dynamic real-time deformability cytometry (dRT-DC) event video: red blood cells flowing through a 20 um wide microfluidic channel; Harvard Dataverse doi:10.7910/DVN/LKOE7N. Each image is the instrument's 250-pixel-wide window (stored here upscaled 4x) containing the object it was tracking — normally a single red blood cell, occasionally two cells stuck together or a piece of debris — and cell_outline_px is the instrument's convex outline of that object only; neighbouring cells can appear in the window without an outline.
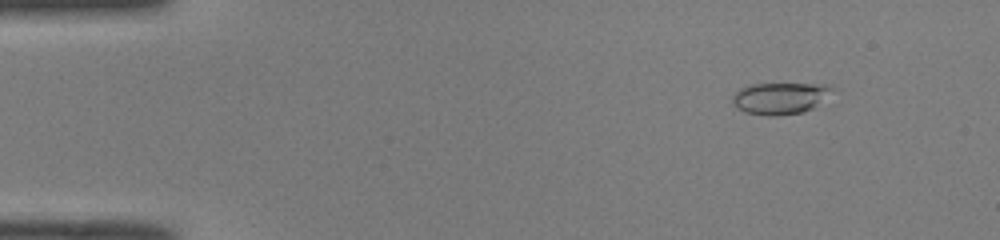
{"species": "common noctule bat (a hibernating species)", "species_latin": "Nyctalus noctula", "temperature_condition": "room temperature", "stored_images_in_passage": 50, "camera_frame_rate_fps": 3000, "um_per_image_px": 0.085, "animal": {"sex": "male", "body_mass_g": 19.0, "forearm_length_mm": 50.8}, "frame": {"image": 1, "passage_image": 6, "time_ms": 1.667, "image_size_px": [1000, 240], "cell_outline_px": [[836, 88], [812, 108], [804, 112], [776, 116], [768, 116], [744, 112], [736, 108], [732, 104], [732, 96], [740, 88], [748, 84], [824, 84]], "centroid_in_image_um": [66.25, 8.35], "position_along_channel_um": 18.8, "area_um2": 18.44}}
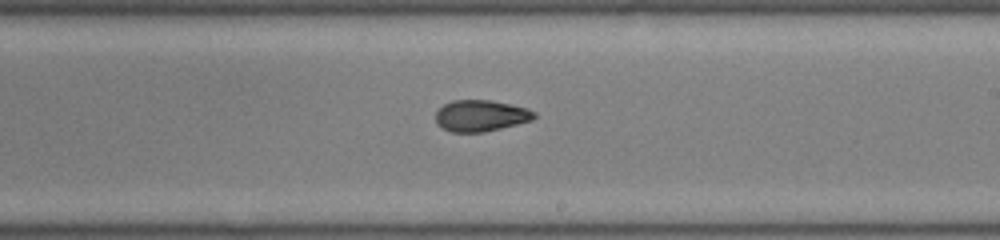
{"frame": {"image": 2, "passage_image": 30, "time_ms": 9.667, "image_size_px": [1000, 240], "cell_outline_px": [[536, 116], [532, 120], [484, 132], [452, 132], [436, 124], [436, 112], [444, 104], [452, 100], [492, 100], [528, 108], [536, 112]], "centroid_in_image_um": [40.87, 9.82], "position_along_channel_um": 248.1, "area_um2": 17.98}}
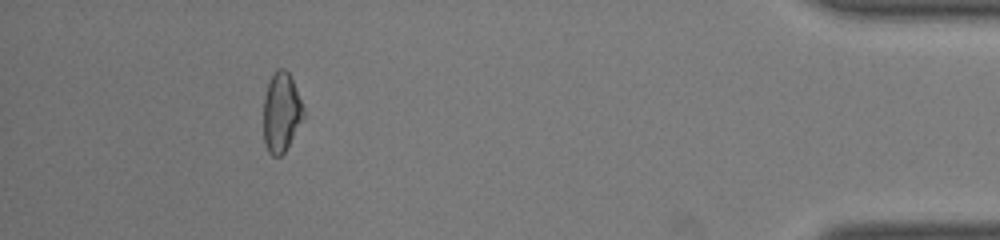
{"frame": {"image": 3, "passage_image": 46, "time_ms": 15.0, "image_size_px": [1000, 240], "cell_outline_px": [[304, 120], [284, 152], [280, 156], [272, 156], [268, 152], [264, 144], [264, 96], [272, 72], [276, 68], [284, 68], [288, 72], [292, 80], [304, 108]], "centroid_in_image_um": [23.91, 9.55], "position_along_channel_um": 411.3, "area_um2": 18.67}, "authors_computed_cell_mechanics": {"area_um2": 18.496, "velocity_mm_per_s": 4.1116, "shape_relaxation_time_tau1_ms": null, "shape_relaxation_time_tau2_ms": 2.1469, "deformation_change_tau1": null, "deformation_change_tau2": 0.0833}}